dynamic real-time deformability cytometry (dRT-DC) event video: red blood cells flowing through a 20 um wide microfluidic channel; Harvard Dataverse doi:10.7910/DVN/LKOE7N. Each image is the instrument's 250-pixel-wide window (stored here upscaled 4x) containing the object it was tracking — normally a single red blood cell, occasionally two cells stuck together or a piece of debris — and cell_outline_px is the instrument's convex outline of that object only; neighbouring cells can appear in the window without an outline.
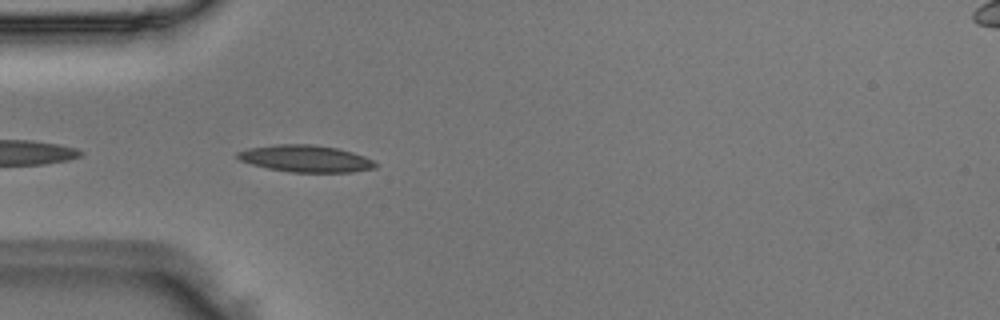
{"species": "Egyptian fruit bat (a non-hibernating species)", "species_latin": "Rousettus aegyptiacus", "temperature_condition": "room temperature", "stored_images_in_passage": 9, "camera_frame_rate_fps": 3000, "um_per_image_px": 0.085, "animal": {"sex": "male"}, "frame": {"image": 1, "passage_image": 2, "time_ms": 0.333, "image_size_px": [1000, 320], "cell_outline_px": [[376, 168], [352, 172], [288, 172], [268, 168], [252, 164], [240, 160], [236, 156], [236, 152], [248, 148], [276, 144], [312, 144], [336, 148], [352, 152], [364, 156], [372, 160], [376, 164]], "centroid_in_image_um": [25.96, 13.48], "position_along_channel_um": 59.0, "area_um2": 21.56}}
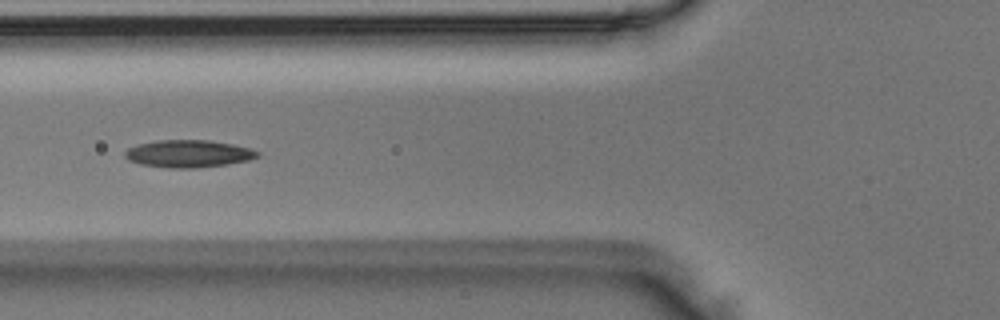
{"frame": {"image": 2, "passage_image": 6, "time_ms": 1.667, "image_size_px": [1000, 320], "cell_outline_px": [[260, 156], [248, 160], [228, 164], [196, 168], [172, 168], [140, 164], [128, 160], [124, 156], [124, 152], [128, 148], [136, 144], [156, 140], [208, 140], [232, 144], [252, 148], [260, 152]], "centroid_in_image_um": [16.02, 13.06], "position_along_channel_um": 109.8, "area_um2": 21.33}}